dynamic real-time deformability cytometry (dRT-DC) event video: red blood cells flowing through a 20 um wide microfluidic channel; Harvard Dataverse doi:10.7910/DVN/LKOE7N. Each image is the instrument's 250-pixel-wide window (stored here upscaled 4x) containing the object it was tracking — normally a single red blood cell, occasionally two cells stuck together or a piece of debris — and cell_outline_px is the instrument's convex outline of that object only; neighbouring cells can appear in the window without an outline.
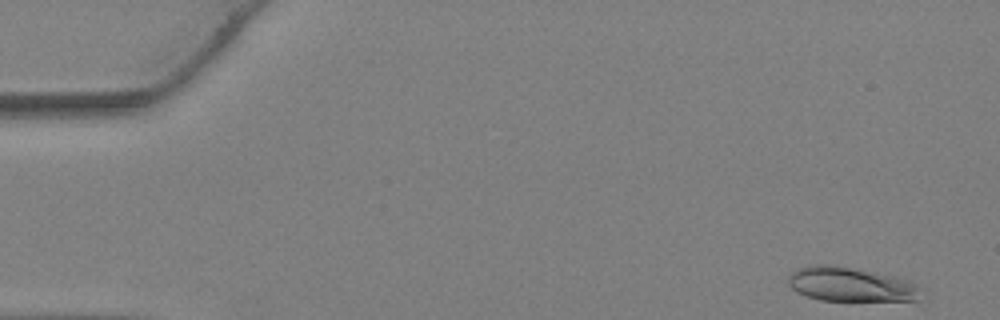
{"species": "Egyptian fruit bat (a non-hibernating species)", "species_latin": "Rousettus aegyptiacus", "temperature_condition": "warm", "stored_images_in_passage": 30, "camera_frame_rate_fps": 3000, "um_per_image_px": 0.085, "animal": {"sex": "female"}, "frame": {"image": 1, "passage_image": 1, "time_ms": 0.0, "image_size_px": [1000, 320], "cell_outline_px": [[920, 300], [820, 300], [796, 292], [788, 284], [788, 276], [792, 272], [800, 268], [816, 264], [828, 264], [892, 276], [908, 280], [916, 284], [920, 288]], "centroid_in_image_um": [72.28, 24.18], "position_along_channel_um": 12.7, "area_um2": 26.01}}
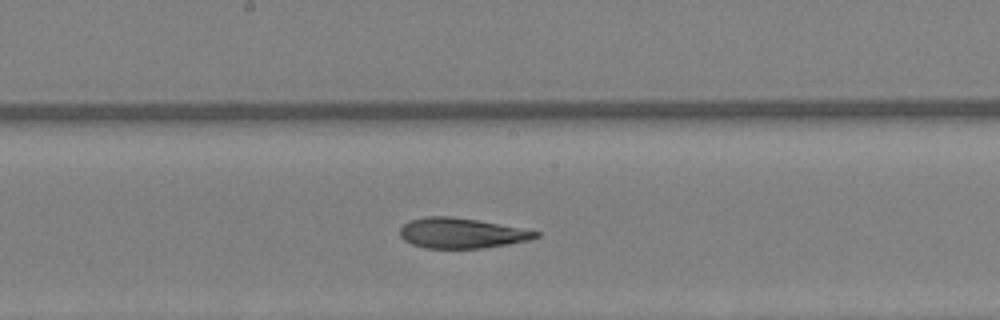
{"frame": {"image": 2, "passage_image": 19, "time_ms": 6.0, "image_size_px": [1000, 320], "cell_outline_px": [[540, 236], [528, 240], [508, 244], [484, 248], [424, 248], [412, 244], [404, 240], [400, 236], [400, 228], [408, 220], [424, 216], [448, 216], [476, 220], [540, 232]], "centroid_in_image_um": [39.17, 19.82], "position_along_channel_um": 209.0, "area_um2": 23.76}}
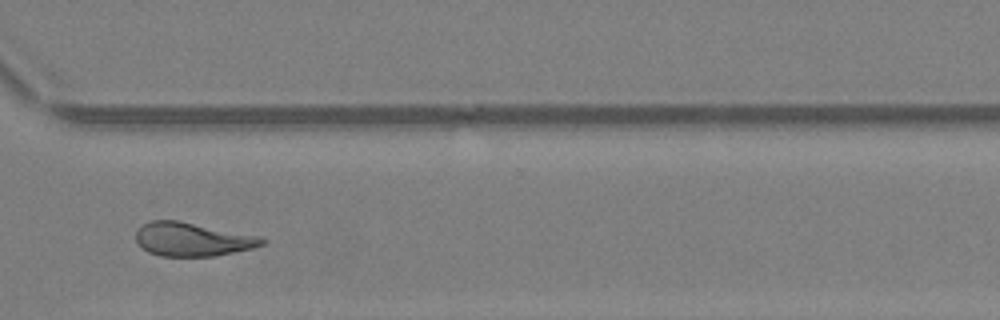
{"frame": {"image": 3, "passage_image": 27, "time_ms": 8.667, "image_size_px": [1000, 320], "cell_outline_px": [[268, 240], [264, 244], [252, 248], [212, 256], [160, 256], [148, 252], [136, 240], [136, 232], [144, 224], [152, 220], [176, 220], [260, 236]], "centroid_in_image_um": [16.37, 20.34], "position_along_channel_um": 354.2, "area_um2": 24.39}}